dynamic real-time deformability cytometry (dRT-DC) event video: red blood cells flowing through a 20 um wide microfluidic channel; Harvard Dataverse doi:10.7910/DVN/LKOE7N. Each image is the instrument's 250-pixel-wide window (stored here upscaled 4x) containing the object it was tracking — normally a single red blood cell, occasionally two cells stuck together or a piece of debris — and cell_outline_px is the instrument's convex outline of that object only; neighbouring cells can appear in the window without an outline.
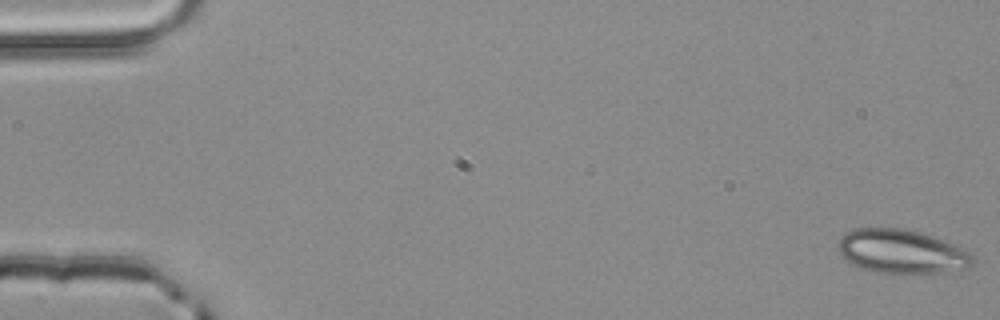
{"species": "common noctule bat (a hibernating species)", "species_latin": "Nyctalus noctula", "temperature_condition": "room temperature", "stored_images_in_passage": 3, "camera_frame_rate_fps": 3000, "um_per_image_px": 0.085, "animal": {"sex": "male", "body_mass_g": 20.4}, "frame": {"image": 1, "passage_image": 1, "time_ms": 0.0, "image_size_px": [1000, 320], "cell_outline_px": [[976, 264], [968, 268], [944, 272], [904, 276], [876, 272], [852, 264], [836, 248], [840, 240], [848, 232], [856, 228], [900, 228], [920, 232], [932, 236], [964, 248], [972, 252], [976, 256]], "centroid_in_image_um": [76.74, 21.42], "position_along_channel_um": 8.3, "area_um2": 35.14}}